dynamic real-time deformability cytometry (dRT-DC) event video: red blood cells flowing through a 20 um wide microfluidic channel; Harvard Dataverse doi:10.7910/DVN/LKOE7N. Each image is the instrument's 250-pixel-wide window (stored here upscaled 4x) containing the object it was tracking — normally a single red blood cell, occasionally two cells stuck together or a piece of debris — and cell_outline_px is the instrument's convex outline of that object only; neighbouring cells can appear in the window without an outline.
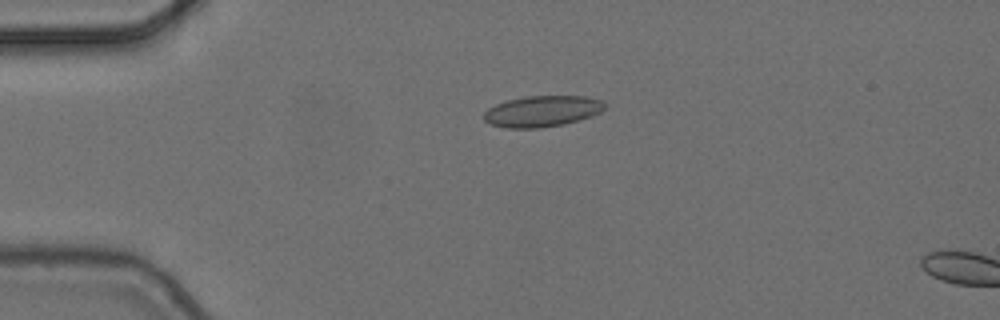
{"species": "common noctule bat (a hibernating species)", "species_latin": "Nyctalus noctula", "temperature_condition": "cold", "stored_images_in_passage": 6, "camera_frame_rate_fps": 3000, "um_per_image_px": 0.085, "animal": {"sex": "female", "body_mass_g": 24.6, "forearm_length_mm": 56.2}, "frame": {"image": 1, "passage_image": 6, "time_ms": 1.667, "image_size_px": [1000, 320], "cell_outline_px": [[604, 108], [600, 112], [592, 116], [564, 124], [540, 128], [504, 128], [488, 124], [484, 120], [484, 112], [488, 108], [496, 104], [508, 100], [528, 96], [584, 96], [600, 100], [604, 104]], "centroid_in_image_um": [46.04, 9.47], "position_along_channel_um": 39.0, "area_um2": 21.85}}